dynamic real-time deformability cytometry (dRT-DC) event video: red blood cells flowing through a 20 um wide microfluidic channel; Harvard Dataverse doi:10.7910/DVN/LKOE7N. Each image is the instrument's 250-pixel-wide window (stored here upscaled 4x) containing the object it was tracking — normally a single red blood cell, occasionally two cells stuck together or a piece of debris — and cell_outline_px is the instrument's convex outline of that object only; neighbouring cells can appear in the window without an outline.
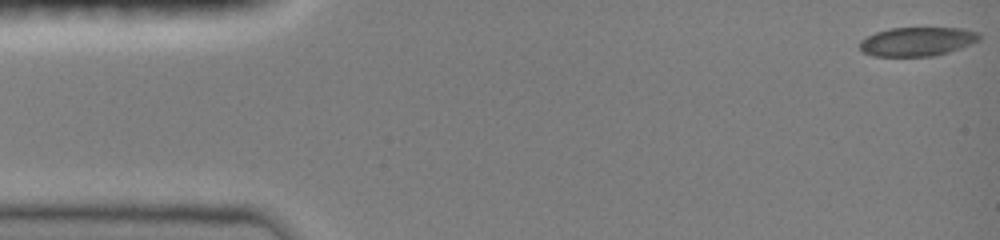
{"species": "common noctule bat (a hibernating species)", "species_latin": "Nyctalus noctula", "temperature_condition": "room temperature", "stored_images_in_passage": 27, "camera_frame_rate_fps": 3000, "um_per_image_px": 0.085, "animal": {"sex": "female", "body_mass_g": 19.0, "forearm_length_mm": 51.5}, "frame": {"image": 1, "passage_image": 1, "time_ms": 0.0, "image_size_px": [1000, 240], "cell_outline_px": [[980, 40], [960, 48], [948, 52], [932, 56], [872, 56], [864, 52], [860, 48], [860, 40], [876, 32], [888, 28], [964, 28], [980, 32]], "centroid_in_image_um": [77.98, 3.52], "position_along_channel_um": 7.0, "area_um2": 20.17}}
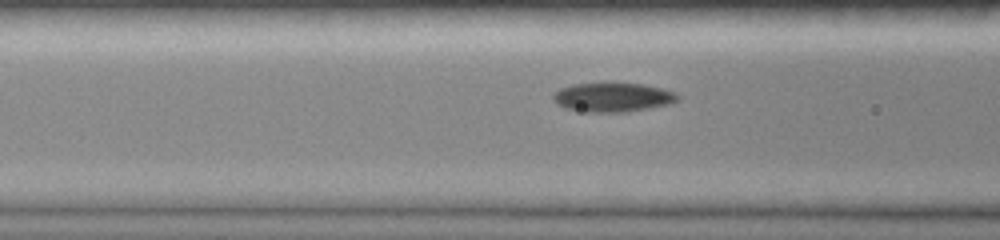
{"frame": {"image": 2, "passage_image": 15, "time_ms": 5.667, "image_size_px": [1000, 240], "cell_outline_px": [[680, 100], [672, 104], [628, 112], [584, 112], [564, 108], [556, 104], [552, 100], [552, 96], [560, 88], [572, 84], [644, 84], [676, 92], [680, 96]], "centroid_in_image_um": [52.11, 8.29], "position_along_channel_um": 114.5, "area_um2": 21.27}}
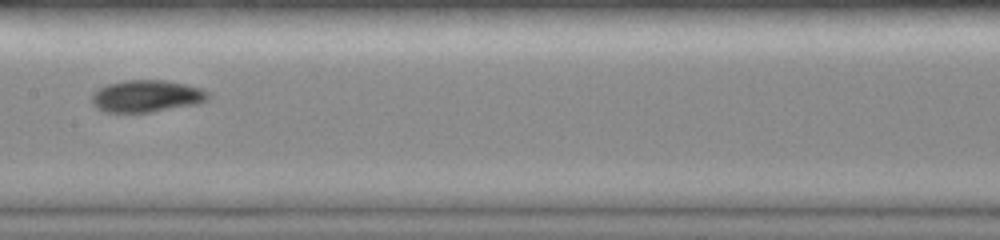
{"frame": {"image": 3, "passage_image": 26, "time_ms": 7.667, "image_size_px": [1000, 240], "cell_outline_px": [[212, 96], [208, 100], [200, 104], [152, 112], [104, 112], [96, 108], [92, 104], [92, 92], [108, 84], [124, 80], [164, 80], [184, 84], [200, 88], [208, 92]], "centroid_in_image_um": [12.48, 8.18], "position_along_channel_um": 194.9, "area_um2": 21.96}}